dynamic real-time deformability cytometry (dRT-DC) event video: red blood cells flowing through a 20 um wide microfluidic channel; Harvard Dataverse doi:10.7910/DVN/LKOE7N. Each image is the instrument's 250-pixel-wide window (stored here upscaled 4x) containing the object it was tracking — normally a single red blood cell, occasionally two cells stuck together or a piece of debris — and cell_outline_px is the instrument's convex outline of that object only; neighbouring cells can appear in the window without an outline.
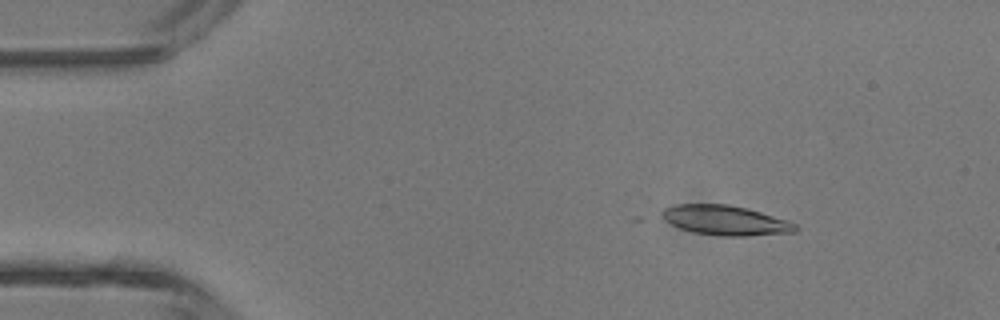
{"species": "common noctule bat (a hibernating species)", "species_latin": "Nyctalus noctula", "temperature_condition": "room temperature", "stored_images_in_passage": 3, "camera_frame_rate_fps": 3000, "um_per_image_px": 0.085, "animal": {"sex": "male", "body_mass_g": 13.3}, "frame": {"image": 1, "passage_image": 1, "time_ms": 0.0, "image_size_px": [1000, 320], "cell_outline_px": [[800, 228], [796, 232], [748, 236], [720, 236], [692, 232], [680, 228], [656, 216], [664, 208], [676, 204], [728, 204], [748, 208], [788, 220], [796, 224]], "centroid_in_image_um": [61.64, 18.72], "position_along_channel_um": 23.4, "area_um2": 23.58}}
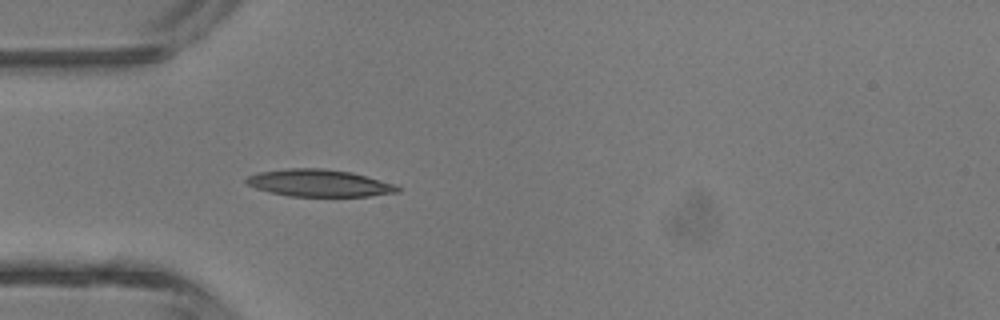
{"frame": {"image": 2, "passage_image": 3, "time_ms": 2.333, "image_size_px": [1000, 320], "cell_outline_px": [[400, 192], [368, 196], [288, 196], [256, 188], [248, 184], [244, 180], [248, 176], [260, 172], [288, 168], [324, 168], [352, 172], [396, 184], [400, 188]], "centroid_in_image_um": [27.17, 15.55], "position_along_channel_um": 57.8, "area_um2": 23.87}}